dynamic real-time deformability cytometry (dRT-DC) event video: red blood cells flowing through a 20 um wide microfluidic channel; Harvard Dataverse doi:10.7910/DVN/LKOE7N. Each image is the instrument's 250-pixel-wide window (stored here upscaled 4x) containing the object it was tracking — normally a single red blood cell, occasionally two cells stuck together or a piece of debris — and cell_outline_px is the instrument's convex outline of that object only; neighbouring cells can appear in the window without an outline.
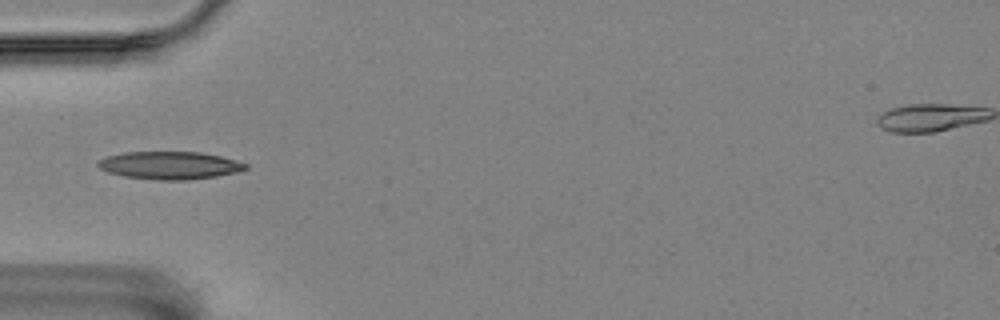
{"species": "Egyptian fruit bat (a non-hibernating species)", "species_latin": "Rousettus aegyptiacus", "temperature_condition": "room temperature", "stored_images_in_passage": 24, "camera_frame_rate_fps": 3000, "um_per_image_px": 0.085, "animal": {"sex": "female"}, "frame": {"image": 1, "passage_image": 1, "time_ms": 0.0, "image_size_px": [1000, 320], "cell_outline_px": [[248, 168], [236, 172], [216, 176], [188, 180], [156, 180], [124, 176], [108, 172], [100, 168], [96, 164], [100, 160], [108, 156], [124, 152], [200, 152], [220, 156], [236, 160], [248, 164]], "centroid_in_image_um": [14.44, 14.05], "position_along_channel_um": 70.6, "area_um2": 23.76}}
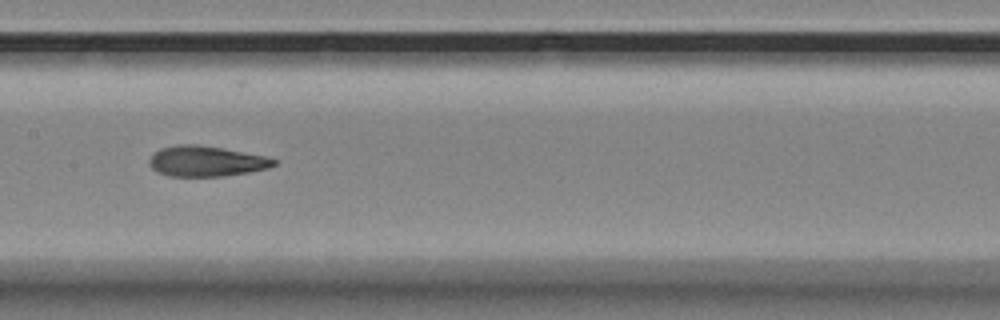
{"frame": {"image": 2, "passage_image": 11, "time_ms": 3.333, "image_size_px": [1000, 320], "cell_outline_px": [[276, 164], [268, 168], [248, 172], [224, 176], [168, 176], [156, 172], [148, 164], [148, 160], [160, 148], [176, 144], [200, 144], [264, 156], [276, 160]], "centroid_in_image_um": [17.47, 13.7], "position_along_channel_um": 189.9, "area_um2": 22.08}}
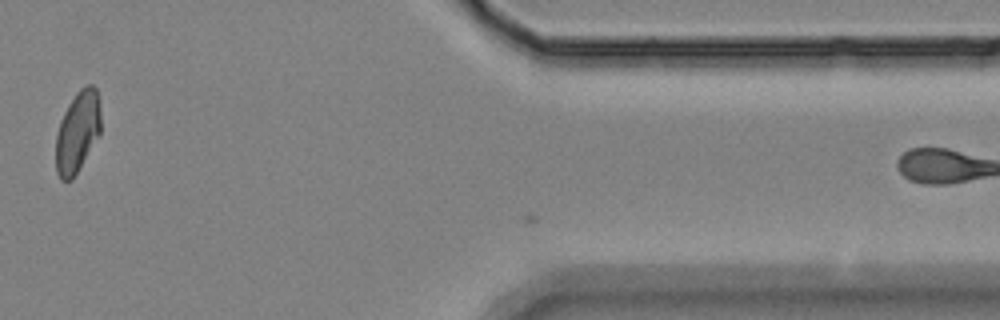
{"frame": {"image": 3, "passage_image": 23, "time_ms": 7.333, "image_size_px": [1000, 320], "cell_outline_px": [[100, 136], [72, 180], [60, 180], [56, 172], [56, 136], [60, 120], [68, 104], [76, 92], [84, 84], [92, 84], [96, 88], [100, 100]], "centroid_in_image_um": [6.6, 11.19], "position_along_channel_um": 404.8, "area_um2": 21.68}}